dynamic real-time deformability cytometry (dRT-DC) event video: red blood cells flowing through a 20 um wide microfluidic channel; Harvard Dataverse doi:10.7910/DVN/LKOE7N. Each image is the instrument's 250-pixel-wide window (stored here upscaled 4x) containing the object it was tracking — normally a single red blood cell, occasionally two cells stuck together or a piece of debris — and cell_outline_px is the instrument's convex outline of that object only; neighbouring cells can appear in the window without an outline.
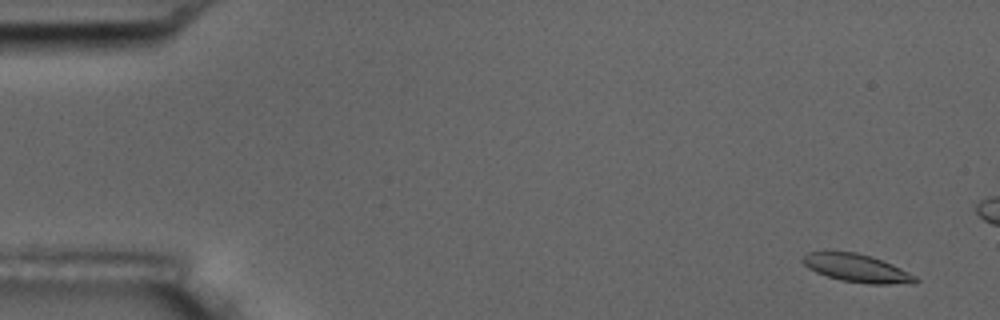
{"species": "common noctule bat (a hibernating species)", "species_latin": "Nyctalus noctula", "temperature_condition": "room temperature", "stored_images_in_passage": 7, "camera_frame_rate_fps": 3000, "um_per_image_px": 0.085, "animal": {"sex": "male", "body_mass_g": 17.5, "forearm_length_mm": 52.3}, "frame": {"image": 1, "passage_image": 2, "time_ms": 1.0, "image_size_px": [1000, 320], "cell_outline_px": [[920, 280], [916, 284], [868, 284], [840, 280], [816, 272], [808, 268], [800, 260], [808, 252], [856, 252], [872, 256], [892, 264], [916, 276]], "centroid_in_image_um": [72.88, 22.81], "position_along_channel_um": 12.1, "area_um2": 18.44}}